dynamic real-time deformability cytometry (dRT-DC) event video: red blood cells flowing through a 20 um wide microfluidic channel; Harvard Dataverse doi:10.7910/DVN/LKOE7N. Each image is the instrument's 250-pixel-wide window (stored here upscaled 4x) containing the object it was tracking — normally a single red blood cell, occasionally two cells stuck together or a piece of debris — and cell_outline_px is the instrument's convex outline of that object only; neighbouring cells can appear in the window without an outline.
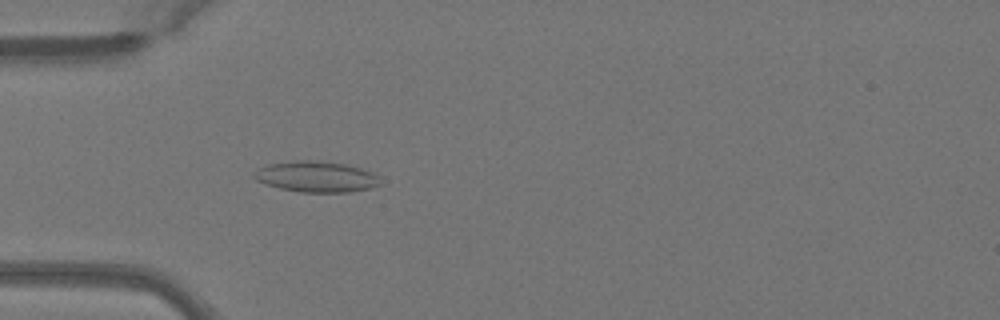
{"species": "Egyptian fruit bat (a non-hibernating species)", "species_latin": "Rousettus aegyptiacus", "temperature_condition": "warm", "stored_images_in_passage": 46, "camera_frame_rate_fps": 3000, "um_per_image_px": 0.085, "animal": {"sex": "female"}, "frame": {"image": 1, "passage_image": 11, "time_ms": 3.333, "image_size_px": [1000, 320], "cell_outline_px": [[380, 184], [372, 188], [348, 192], [300, 192], [280, 188], [264, 184], [256, 180], [252, 176], [260, 168], [268, 164], [300, 160], [316, 160], [344, 164], [360, 168], [372, 172], [380, 176]], "centroid_in_image_um": [26.9, 15.02], "position_along_channel_um": 58.1, "area_um2": 22.66}}
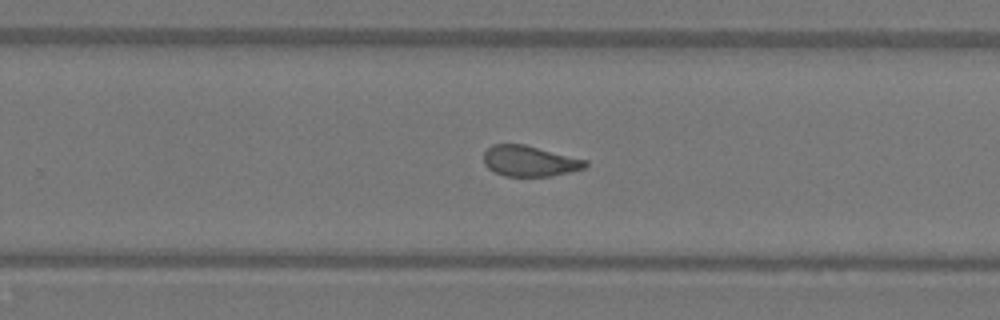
{"frame": {"image": 2, "passage_image": 28, "time_ms": 9.0, "image_size_px": [1000, 320], "cell_outline_px": [[588, 164], [584, 168], [552, 176], [504, 176], [488, 168], [484, 164], [484, 152], [492, 144], [524, 144], [588, 160]], "centroid_in_image_um": [45.01, 13.68], "position_along_channel_um": 284.8, "area_um2": 18.15}}
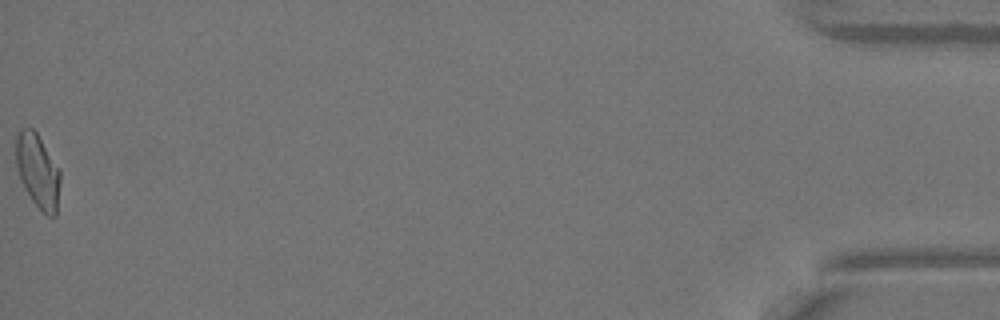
{"frame": {"image": 3, "passage_image": 46, "time_ms": 15.0, "image_size_px": [1000, 320], "cell_outline_px": [[60, 180], [56, 216], [48, 216], [32, 200], [20, 180], [16, 168], [16, 136], [20, 128], [32, 128], [36, 132], [60, 168]], "centroid_in_image_um": [3.21, 14.51], "position_along_channel_um": 432.0, "area_um2": 19.07}, "authors_computed_cell_mechanics": {"area_um2": 18.9006, "velocity_mm_per_s": 4.0874, "shape_relaxation_time_tau1_ms": null, "shape_relaxation_time_tau2_ms": 1.612, "deformation_change_tau1": null, "deformation_change_tau2": 0.0807}}